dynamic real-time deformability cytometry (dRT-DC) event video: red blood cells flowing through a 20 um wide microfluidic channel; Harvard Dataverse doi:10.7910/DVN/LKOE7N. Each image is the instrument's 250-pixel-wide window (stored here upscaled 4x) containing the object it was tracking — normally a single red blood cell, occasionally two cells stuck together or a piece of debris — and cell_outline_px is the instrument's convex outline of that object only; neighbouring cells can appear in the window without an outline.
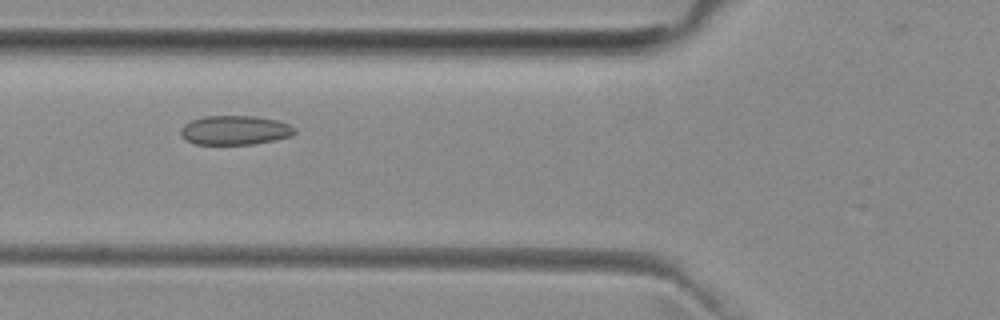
{"species": "common noctule bat (a hibernating species)", "species_latin": "Nyctalus noctula", "temperature_condition": "room temperature", "stored_images_in_passage": 6, "camera_frame_rate_fps": 3000, "um_per_image_px": 0.085, "animal": {"sex": "female", "body_mass_g": 29.2, "forearm_length_mm": 56.3}, "frame": {"image": 1, "passage_image": 4, "time_ms": 4.333, "image_size_px": [1000, 320], "cell_outline_px": [[296, 132], [292, 136], [276, 140], [252, 144], [196, 144], [188, 140], [180, 132], [180, 128], [184, 124], [192, 120], [204, 116], [252, 116], [276, 120], [288, 124], [296, 128]], "centroid_in_image_um": [20.0, 11.06], "position_along_channel_um": 105.8, "area_um2": 19.31}}
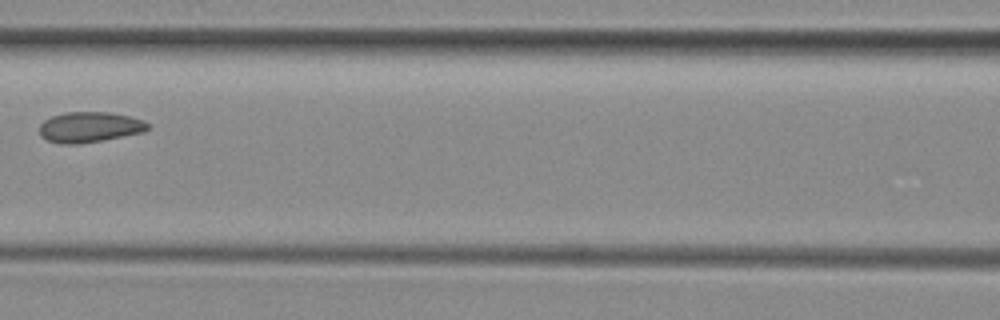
{"frame": {"image": 2, "passage_image": 5, "time_ms": 5.667, "image_size_px": [1000, 320], "cell_outline_px": [[148, 128], [140, 132], [100, 140], [76, 144], [60, 144], [48, 140], [40, 136], [40, 124], [44, 120], [52, 116], [64, 112], [108, 112], [128, 116], [144, 120], [148, 124]], "centroid_in_image_um": [7.55, 10.79], "position_along_channel_um": 159.1, "area_um2": 18.9}}
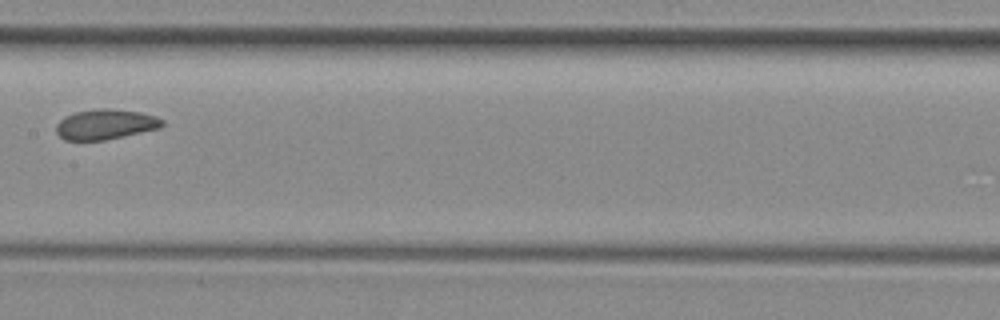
{"frame": {"image": 3, "passage_image": 6, "time_ms": 6.667, "image_size_px": [1000, 320], "cell_outline_px": [[164, 124], [160, 128], [104, 140], [64, 140], [56, 132], [56, 124], [64, 116], [76, 112], [96, 108], [112, 108], [140, 112], [156, 116], [164, 120]], "centroid_in_image_um": [8.96, 10.55], "position_along_channel_um": 198.4, "area_um2": 18.73}}